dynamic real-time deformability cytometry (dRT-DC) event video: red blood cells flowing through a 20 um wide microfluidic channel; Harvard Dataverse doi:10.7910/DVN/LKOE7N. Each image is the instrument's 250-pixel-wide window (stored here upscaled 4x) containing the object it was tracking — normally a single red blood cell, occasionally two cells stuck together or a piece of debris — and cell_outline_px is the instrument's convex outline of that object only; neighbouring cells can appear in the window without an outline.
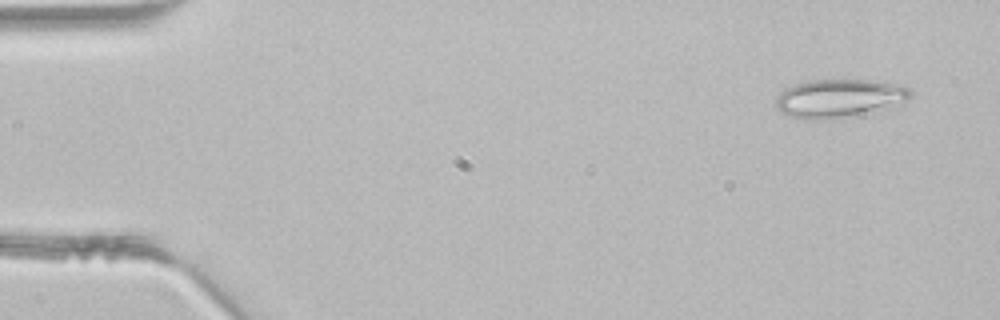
{"species": "common noctule bat (a hibernating species)", "species_latin": "Nyctalus noctula", "temperature_condition": "room temperature", "stored_images_in_passage": 5, "camera_frame_rate_fps": 3000, "um_per_image_px": 0.085, "animal": {"sex": "male", "body_mass_g": 21.5, "forearm_length_mm": 52.0}, "frame": {"image": 1, "passage_image": 1, "time_ms": 0.0, "image_size_px": [1000, 320], "cell_outline_px": [[912, 96], [908, 100], [888, 108], [824, 120], [808, 120], [788, 116], [780, 112], [776, 108], [776, 100], [780, 92], [784, 88], [808, 80], [868, 80], [892, 84], [908, 88], [912, 92]], "centroid_in_image_um": [71.27, 8.36], "position_along_channel_um": 13.7, "area_um2": 29.88}}